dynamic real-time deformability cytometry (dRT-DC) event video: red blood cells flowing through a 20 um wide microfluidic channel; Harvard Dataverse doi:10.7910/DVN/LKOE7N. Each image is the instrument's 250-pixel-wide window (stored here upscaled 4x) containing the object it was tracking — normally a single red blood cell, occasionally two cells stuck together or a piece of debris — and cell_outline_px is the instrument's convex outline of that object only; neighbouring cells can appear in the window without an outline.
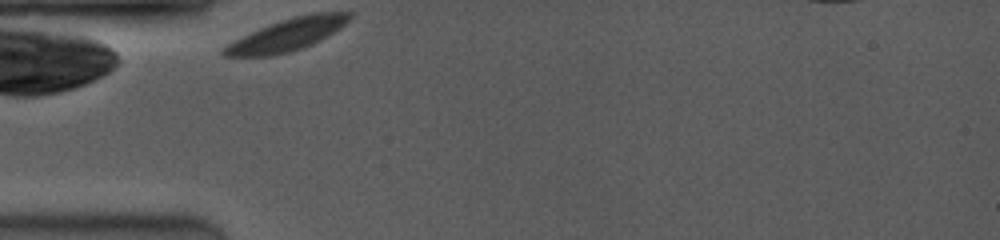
{"species": "common noctule bat (a hibernating species)", "species_latin": "Nyctalus noctula", "temperature_condition": "room temperature", "stored_images_in_passage": 12, "camera_frame_rate_fps": 3500, "um_per_image_px": 0.085, "animal": {"sex": "female", "body_mass_g": 19.0, "forearm_length_mm": 53.3}, "frame": {"image": 1, "passage_image": 1, "time_ms": 0.0, "image_size_px": [1000, 240], "cell_outline_px": [[352, 16], [340, 28], [320, 40], [312, 44], [288, 52], [272, 56], [224, 56], [220, 52], [228, 44], [268, 24], [292, 16], [312, 12], [352, 12]], "centroid_in_image_um": [24.44, 2.94], "position_along_channel_um": 60.6, "area_um2": 23.24}}
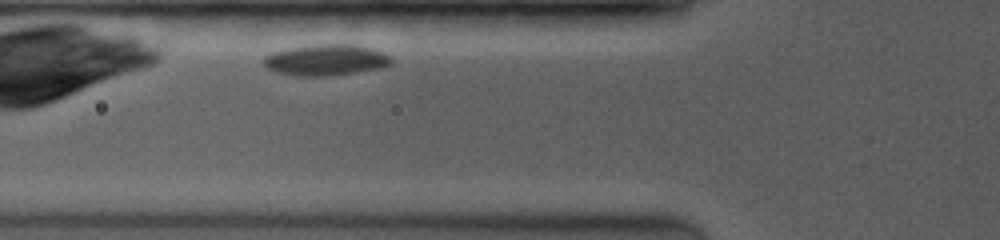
{"frame": {"image": 2, "passage_image": 3, "time_ms": 1.143, "image_size_px": [1000, 240], "cell_outline_px": [[392, 64], [384, 68], [332, 76], [296, 76], [272, 72], [264, 68], [260, 60], [264, 56], [272, 52], [292, 48], [324, 44], [352, 44], [372, 48], [384, 52], [392, 60]], "centroid_in_image_um": [27.67, 5.12], "position_along_channel_um": 98.1, "area_um2": 23.58}}
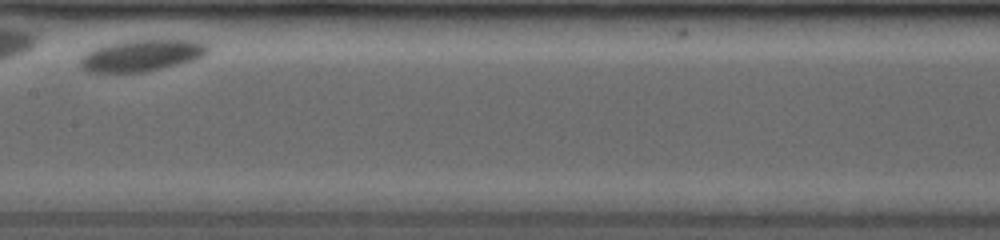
{"frame": {"image": 3, "passage_image": 9, "time_ms": 4.0, "image_size_px": [1000, 240], "cell_outline_px": [[208, 52], [204, 56], [192, 60], [144, 72], [88, 72], [80, 64], [80, 56], [92, 48], [104, 44], [128, 40], [200, 40], [208, 44]], "centroid_in_image_um": [12.02, 4.69], "position_along_channel_um": 195.4, "area_um2": 23.52}}